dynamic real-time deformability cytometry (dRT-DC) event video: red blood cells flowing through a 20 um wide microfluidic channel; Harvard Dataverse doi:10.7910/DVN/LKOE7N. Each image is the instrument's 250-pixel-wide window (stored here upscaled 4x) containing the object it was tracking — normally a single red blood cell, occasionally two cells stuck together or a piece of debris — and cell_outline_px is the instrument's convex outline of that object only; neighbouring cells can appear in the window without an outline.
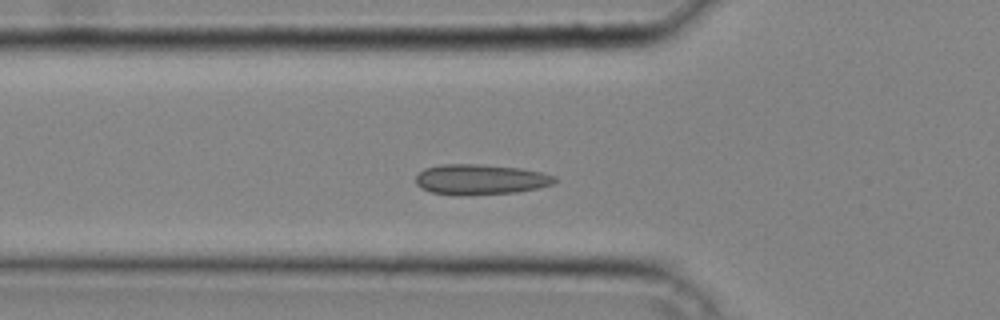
{"species": "common noctule bat (a hibernating species)", "species_latin": "Nyctalus noctula", "temperature_condition": "cold", "stored_images_in_passage": 38, "camera_frame_rate_fps": 3000, "um_per_image_px": 0.085, "animal": {"sex": "male", "body_mass_g": 20.4}, "frame": {"image": 1, "passage_image": 11, "time_ms": 3.333, "image_size_px": [1000, 320], "cell_outline_px": [[560, 180], [552, 184], [540, 188], [516, 192], [460, 196], [456, 196], [432, 192], [420, 188], [416, 184], [416, 176], [424, 168], [440, 164], [480, 164], [520, 168], [540, 172], [556, 176]], "centroid_in_image_um": [40.84, 15.26], "position_along_channel_um": 85.0, "area_um2": 24.91}}
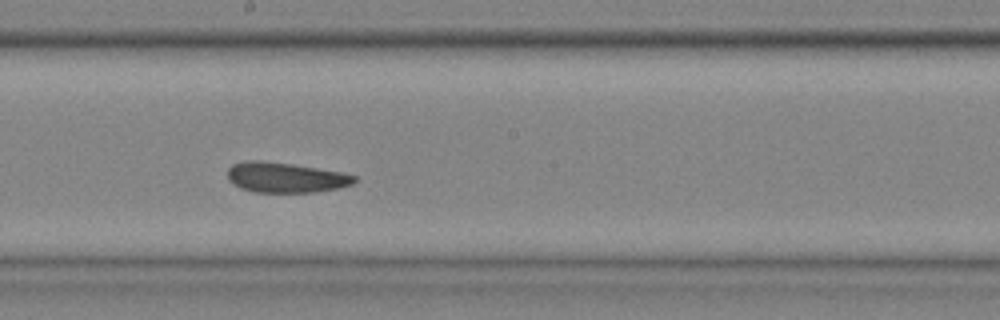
{"frame": {"image": 2, "passage_image": 20, "time_ms": 6.333, "image_size_px": [1000, 320], "cell_outline_px": [[356, 180], [352, 184], [340, 188], [316, 192], [256, 192], [240, 188], [228, 180], [228, 168], [232, 164], [248, 160], [260, 160], [292, 164], [340, 172], [356, 176]], "centroid_in_image_um": [24.25, 15.09], "position_along_channel_um": 223.9, "area_um2": 22.25}}
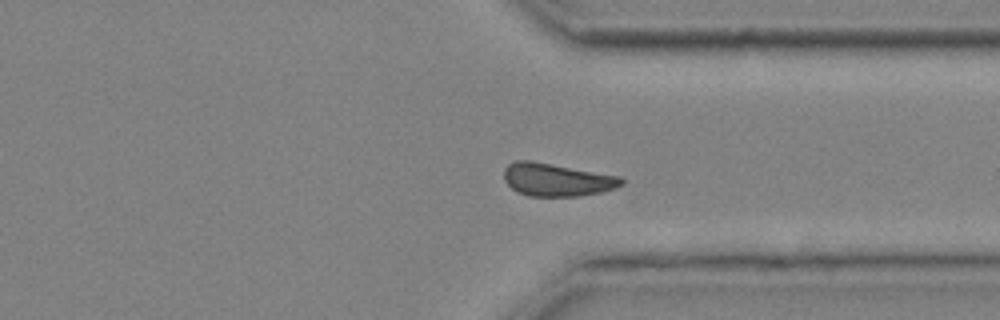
{"frame": {"image": 3, "passage_image": 29, "time_ms": 9.333, "image_size_px": [1000, 320], "cell_outline_px": [[624, 184], [616, 188], [600, 192], [580, 196], [528, 196], [516, 192], [504, 180], [504, 168], [508, 164], [516, 160], [532, 160], [620, 176], [624, 180]], "centroid_in_image_um": [47.32, 15.27], "position_along_channel_um": 364.1, "area_um2": 22.72}}